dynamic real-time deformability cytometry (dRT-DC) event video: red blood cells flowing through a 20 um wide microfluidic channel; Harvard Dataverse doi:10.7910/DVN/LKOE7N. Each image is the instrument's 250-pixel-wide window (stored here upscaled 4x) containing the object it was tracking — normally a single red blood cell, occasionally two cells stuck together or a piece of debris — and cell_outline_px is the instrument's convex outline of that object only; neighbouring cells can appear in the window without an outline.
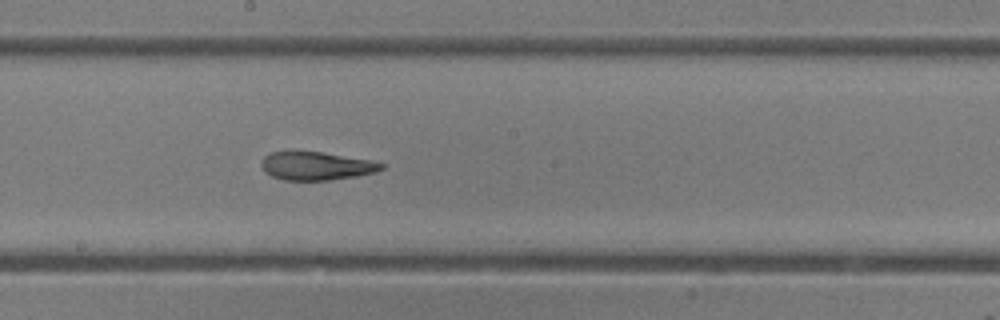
{"species": "common noctule bat (a hibernating species)", "species_latin": "Nyctalus noctula", "temperature_condition": "room temperature", "stored_images_in_passage": 27, "camera_frame_rate_fps": 3000, "um_per_image_px": 0.085, "animal": {"sex": "female"}, "frame": {"image": 1, "passage_image": 26, "time_ms": 8.333, "image_size_px": [1000, 320], "cell_outline_px": [[384, 168], [376, 172], [356, 176], [328, 180], [284, 180], [272, 176], [264, 172], [260, 164], [264, 156], [272, 152], [288, 148], [320, 152], [372, 160], [384, 164]], "centroid_in_image_um": [26.82, 14.07], "position_along_channel_um": 221.4, "area_um2": 20.35}}